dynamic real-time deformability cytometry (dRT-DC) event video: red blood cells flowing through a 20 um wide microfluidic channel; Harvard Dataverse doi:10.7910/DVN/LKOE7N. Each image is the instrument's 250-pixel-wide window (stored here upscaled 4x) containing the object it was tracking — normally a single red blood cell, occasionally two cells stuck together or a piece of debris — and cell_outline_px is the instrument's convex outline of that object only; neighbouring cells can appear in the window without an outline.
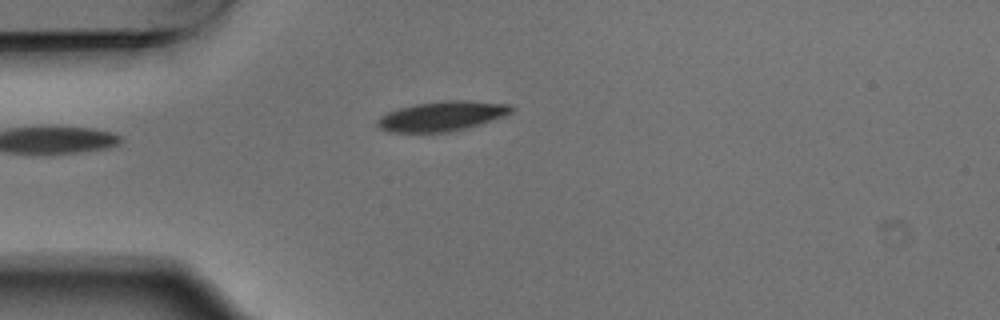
{"species": "Egyptian fruit bat (a non-hibernating species)", "species_latin": "Rousettus aegyptiacus", "temperature_condition": "warm", "stored_images_in_passage": 5, "camera_frame_rate_fps": 3000, "um_per_image_px": 0.085, "animal": {"sex": "male"}, "frame": {"image": 1, "passage_image": 4, "time_ms": 1.0, "image_size_px": [1000, 320], "cell_outline_px": [[516, 108], [512, 112], [504, 116], [464, 128], [448, 132], [392, 132], [380, 128], [376, 124], [376, 120], [380, 116], [388, 112], [400, 108], [416, 104], [448, 100], [468, 100], [512, 104]], "centroid_in_image_um": [37.59, 9.86], "position_along_channel_um": 47.4, "area_um2": 23.06}}